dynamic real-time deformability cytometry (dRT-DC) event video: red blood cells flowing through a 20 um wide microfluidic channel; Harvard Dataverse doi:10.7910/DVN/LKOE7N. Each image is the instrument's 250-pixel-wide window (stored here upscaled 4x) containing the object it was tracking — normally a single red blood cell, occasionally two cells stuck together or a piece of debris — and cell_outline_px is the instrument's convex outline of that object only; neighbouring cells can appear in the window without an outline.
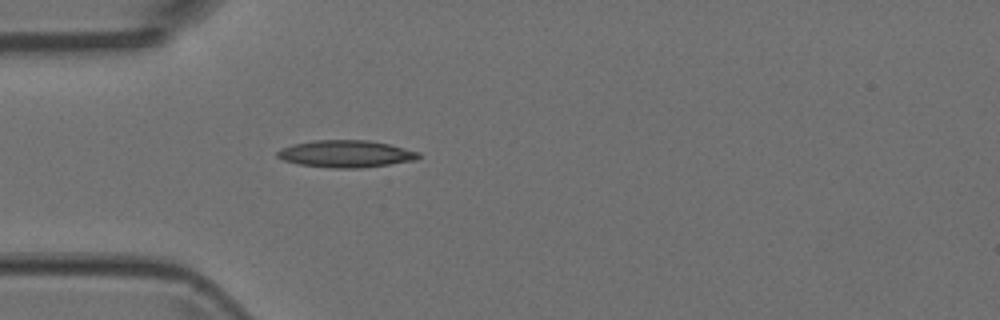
{"species": "Egyptian fruit bat (a non-hibernating species)", "species_latin": "Rousettus aegyptiacus", "temperature_condition": "room temperature", "stored_images_in_passage": 2, "camera_frame_rate_fps": 3000, "um_per_image_px": 0.085, "animal": {"sex": "female"}, "frame": {"image": 1, "passage_image": 2, "time_ms": 0.333, "image_size_px": [1000, 320], "cell_outline_px": [[420, 156], [416, 160], [360, 168], [332, 168], [300, 164], [284, 160], [276, 156], [276, 152], [280, 148], [292, 144], [312, 140], [368, 140], [388, 144], [420, 152]], "centroid_in_image_um": [29.37, 13.07], "position_along_channel_um": 55.6, "area_um2": 22.25}}